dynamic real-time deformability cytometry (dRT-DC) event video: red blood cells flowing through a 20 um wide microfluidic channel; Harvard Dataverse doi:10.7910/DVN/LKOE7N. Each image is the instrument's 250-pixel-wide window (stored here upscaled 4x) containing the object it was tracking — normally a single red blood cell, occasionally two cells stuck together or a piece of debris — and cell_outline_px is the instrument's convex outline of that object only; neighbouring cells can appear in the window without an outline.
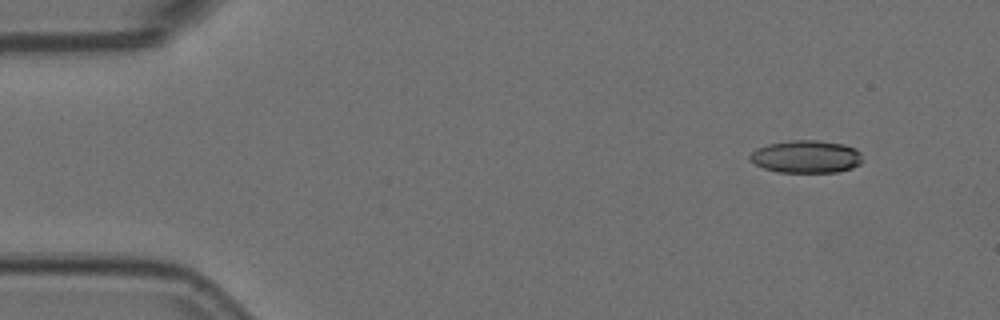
{"species": "Egyptian fruit bat (a non-hibernating species)", "species_latin": "Rousettus aegyptiacus", "temperature_condition": "room temperature", "stored_images_in_passage": 5, "camera_frame_rate_fps": 3000, "um_per_image_px": 0.085, "animal": {"sex": "female"}, "frame": {"image": 1, "passage_image": 2, "time_ms": 0.333, "image_size_px": [1000, 320], "cell_outline_px": [[864, 160], [860, 164], [852, 168], [836, 172], [780, 172], [764, 168], [748, 160], [748, 156], [756, 148], [768, 144], [792, 140], [816, 140], [844, 144], [856, 148], [860, 152]], "centroid_in_image_um": [68.54, 13.31], "position_along_channel_um": 16.5, "area_um2": 21.56}}